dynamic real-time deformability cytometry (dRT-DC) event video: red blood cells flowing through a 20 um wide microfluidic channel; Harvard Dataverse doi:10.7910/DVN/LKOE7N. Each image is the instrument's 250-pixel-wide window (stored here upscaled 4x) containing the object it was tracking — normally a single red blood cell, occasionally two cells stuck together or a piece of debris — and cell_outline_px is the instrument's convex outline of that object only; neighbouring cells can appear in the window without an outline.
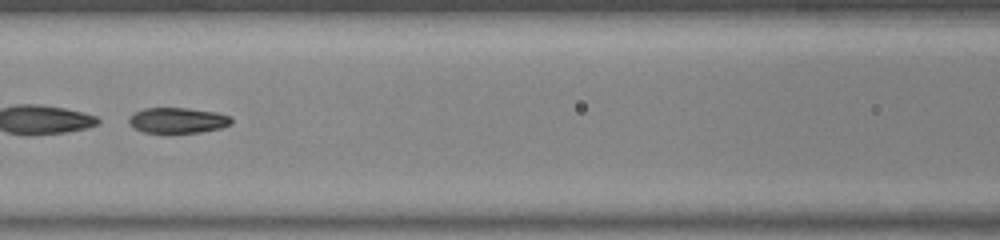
{"species": "common noctule bat (a hibernating species)", "species_latin": "Nyctalus noctula", "temperature_condition": "warm", "stored_images_in_passage": 53, "segment_of_instrument_passage": [2, 2], "camera_frame_rate_fps": 3000, "um_per_image_px": 0.085, "animal": {"sex": "female", "body_mass_g": 23.0, "forearm_length_mm": 53.4}, "frame": {"image": 1, "passage_image": 24, "time_ms": 7.667, "image_size_px": [1000, 240], "cell_outline_px": [[232, 124], [220, 128], [200, 132], [144, 132], [132, 128], [128, 124], [128, 116], [132, 112], [144, 108], [188, 108], [216, 112], [228, 116], [232, 120]], "centroid_in_image_um": [15.03, 10.22], "position_along_channel_um": 151.6, "area_um2": 15.32}}